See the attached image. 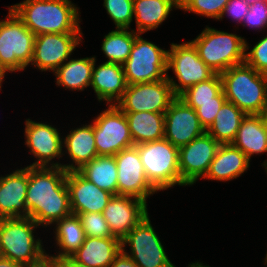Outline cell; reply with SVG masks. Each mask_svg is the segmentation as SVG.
Segmentation results:
<instances>
[{
  "instance_id": "cell-1",
  "label": "cell",
  "mask_w": 267,
  "mask_h": 267,
  "mask_svg": "<svg viewBox=\"0 0 267 267\" xmlns=\"http://www.w3.org/2000/svg\"><path fill=\"white\" fill-rule=\"evenodd\" d=\"M66 176L62 167L28 166L26 207L39 226L49 227L72 214Z\"/></svg>"
},
{
  "instance_id": "cell-2",
  "label": "cell",
  "mask_w": 267,
  "mask_h": 267,
  "mask_svg": "<svg viewBox=\"0 0 267 267\" xmlns=\"http://www.w3.org/2000/svg\"><path fill=\"white\" fill-rule=\"evenodd\" d=\"M10 8L35 36L82 33L79 8L70 0H24Z\"/></svg>"
},
{
  "instance_id": "cell-3",
  "label": "cell",
  "mask_w": 267,
  "mask_h": 267,
  "mask_svg": "<svg viewBox=\"0 0 267 267\" xmlns=\"http://www.w3.org/2000/svg\"><path fill=\"white\" fill-rule=\"evenodd\" d=\"M220 77L227 101L246 115L261 114L267 105V75L244 62L220 73Z\"/></svg>"
},
{
  "instance_id": "cell-4",
  "label": "cell",
  "mask_w": 267,
  "mask_h": 267,
  "mask_svg": "<svg viewBox=\"0 0 267 267\" xmlns=\"http://www.w3.org/2000/svg\"><path fill=\"white\" fill-rule=\"evenodd\" d=\"M39 225L30 217L0 219V256L25 266L41 263L47 254L42 239L35 238Z\"/></svg>"
},
{
  "instance_id": "cell-5",
  "label": "cell",
  "mask_w": 267,
  "mask_h": 267,
  "mask_svg": "<svg viewBox=\"0 0 267 267\" xmlns=\"http://www.w3.org/2000/svg\"><path fill=\"white\" fill-rule=\"evenodd\" d=\"M245 38L206 26L190 42L198 56L216 73H222L232 66L244 63Z\"/></svg>"
},
{
  "instance_id": "cell-6",
  "label": "cell",
  "mask_w": 267,
  "mask_h": 267,
  "mask_svg": "<svg viewBox=\"0 0 267 267\" xmlns=\"http://www.w3.org/2000/svg\"><path fill=\"white\" fill-rule=\"evenodd\" d=\"M149 183L159 192L182 186L179 172V148L166 139L135 145Z\"/></svg>"
},
{
  "instance_id": "cell-7",
  "label": "cell",
  "mask_w": 267,
  "mask_h": 267,
  "mask_svg": "<svg viewBox=\"0 0 267 267\" xmlns=\"http://www.w3.org/2000/svg\"><path fill=\"white\" fill-rule=\"evenodd\" d=\"M8 11L6 20H0V66L6 74L30 65L36 37L10 7Z\"/></svg>"
},
{
  "instance_id": "cell-8",
  "label": "cell",
  "mask_w": 267,
  "mask_h": 267,
  "mask_svg": "<svg viewBox=\"0 0 267 267\" xmlns=\"http://www.w3.org/2000/svg\"><path fill=\"white\" fill-rule=\"evenodd\" d=\"M135 37L129 58L122 64L128 85L159 81L167 78L168 50Z\"/></svg>"
},
{
  "instance_id": "cell-9",
  "label": "cell",
  "mask_w": 267,
  "mask_h": 267,
  "mask_svg": "<svg viewBox=\"0 0 267 267\" xmlns=\"http://www.w3.org/2000/svg\"><path fill=\"white\" fill-rule=\"evenodd\" d=\"M170 46L167 69L168 71L172 69L178 83L169 74H167V80L176 96H179L189 87L206 81L216 74L198 56L196 48L190 41L181 44L171 43Z\"/></svg>"
},
{
  "instance_id": "cell-10",
  "label": "cell",
  "mask_w": 267,
  "mask_h": 267,
  "mask_svg": "<svg viewBox=\"0 0 267 267\" xmlns=\"http://www.w3.org/2000/svg\"><path fill=\"white\" fill-rule=\"evenodd\" d=\"M121 245L139 267H176L168 258L149 214L121 240ZM128 245L130 253L125 250Z\"/></svg>"
},
{
  "instance_id": "cell-11",
  "label": "cell",
  "mask_w": 267,
  "mask_h": 267,
  "mask_svg": "<svg viewBox=\"0 0 267 267\" xmlns=\"http://www.w3.org/2000/svg\"><path fill=\"white\" fill-rule=\"evenodd\" d=\"M107 108L92 122L98 156H114L134 146L124 112L116 105H108Z\"/></svg>"
},
{
  "instance_id": "cell-12",
  "label": "cell",
  "mask_w": 267,
  "mask_h": 267,
  "mask_svg": "<svg viewBox=\"0 0 267 267\" xmlns=\"http://www.w3.org/2000/svg\"><path fill=\"white\" fill-rule=\"evenodd\" d=\"M176 97L166 78L128 85L123 96L115 105L122 112L165 113Z\"/></svg>"
},
{
  "instance_id": "cell-13",
  "label": "cell",
  "mask_w": 267,
  "mask_h": 267,
  "mask_svg": "<svg viewBox=\"0 0 267 267\" xmlns=\"http://www.w3.org/2000/svg\"><path fill=\"white\" fill-rule=\"evenodd\" d=\"M83 33H48L35 37L33 58L30 65L43 71L57 70L70 58Z\"/></svg>"
},
{
  "instance_id": "cell-14",
  "label": "cell",
  "mask_w": 267,
  "mask_h": 267,
  "mask_svg": "<svg viewBox=\"0 0 267 267\" xmlns=\"http://www.w3.org/2000/svg\"><path fill=\"white\" fill-rule=\"evenodd\" d=\"M25 145L36 157L31 167H62V164L52 160L62 158L63 138L57 127L47 123L36 122L30 119L25 121ZM55 158V159H54Z\"/></svg>"
},
{
  "instance_id": "cell-15",
  "label": "cell",
  "mask_w": 267,
  "mask_h": 267,
  "mask_svg": "<svg viewBox=\"0 0 267 267\" xmlns=\"http://www.w3.org/2000/svg\"><path fill=\"white\" fill-rule=\"evenodd\" d=\"M220 145L205 131L179 148L178 160L182 186H192L199 178L205 177Z\"/></svg>"
},
{
  "instance_id": "cell-16",
  "label": "cell",
  "mask_w": 267,
  "mask_h": 267,
  "mask_svg": "<svg viewBox=\"0 0 267 267\" xmlns=\"http://www.w3.org/2000/svg\"><path fill=\"white\" fill-rule=\"evenodd\" d=\"M117 164V195L131 196L147 202L158 192L147 180L137 147L131 146L114 155Z\"/></svg>"
},
{
  "instance_id": "cell-17",
  "label": "cell",
  "mask_w": 267,
  "mask_h": 267,
  "mask_svg": "<svg viewBox=\"0 0 267 267\" xmlns=\"http://www.w3.org/2000/svg\"><path fill=\"white\" fill-rule=\"evenodd\" d=\"M164 139L180 148L202 135L206 130L201 125L196 111L178 96L164 113Z\"/></svg>"
},
{
  "instance_id": "cell-18",
  "label": "cell",
  "mask_w": 267,
  "mask_h": 267,
  "mask_svg": "<svg viewBox=\"0 0 267 267\" xmlns=\"http://www.w3.org/2000/svg\"><path fill=\"white\" fill-rule=\"evenodd\" d=\"M113 236L122 240L147 215V202L123 195H113L102 212Z\"/></svg>"
},
{
  "instance_id": "cell-19",
  "label": "cell",
  "mask_w": 267,
  "mask_h": 267,
  "mask_svg": "<svg viewBox=\"0 0 267 267\" xmlns=\"http://www.w3.org/2000/svg\"><path fill=\"white\" fill-rule=\"evenodd\" d=\"M66 184L71 211L75 215L88 212L102 213L113 196L88 181L78 171L67 172Z\"/></svg>"
},
{
  "instance_id": "cell-20",
  "label": "cell",
  "mask_w": 267,
  "mask_h": 267,
  "mask_svg": "<svg viewBox=\"0 0 267 267\" xmlns=\"http://www.w3.org/2000/svg\"><path fill=\"white\" fill-rule=\"evenodd\" d=\"M27 187L28 166L0 176V219L29 217Z\"/></svg>"
},
{
  "instance_id": "cell-21",
  "label": "cell",
  "mask_w": 267,
  "mask_h": 267,
  "mask_svg": "<svg viewBox=\"0 0 267 267\" xmlns=\"http://www.w3.org/2000/svg\"><path fill=\"white\" fill-rule=\"evenodd\" d=\"M95 62L96 57L94 56L90 86L96 93L99 102L105 101L107 103L106 106L115 105L128 86L123 66L117 63L104 62L96 67Z\"/></svg>"
},
{
  "instance_id": "cell-22",
  "label": "cell",
  "mask_w": 267,
  "mask_h": 267,
  "mask_svg": "<svg viewBox=\"0 0 267 267\" xmlns=\"http://www.w3.org/2000/svg\"><path fill=\"white\" fill-rule=\"evenodd\" d=\"M63 138V148L72 161L71 164H62V168L67 171H78L85 164L98 156L95 145L93 123L75 128Z\"/></svg>"
},
{
  "instance_id": "cell-23",
  "label": "cell",
  "mask_w": 267,
  "mask_h": 267,
  "mask_svg": "<svg viewBox=\"0 0 267 267\" xmlns=\"http://www.w3.org/2000/svg\"><path fill=\"white\" fill-rule=\"evenodd\" d=\"M250 167V160L232 144H221L204 179L220 182L241 176Z\"/></svg>"
},
{
  "instance_id": "cell-24",
  "label": "cell",
  "mask_w": 267,
  "mask_h": 267,
  "mask_svg": "<svg viewBox=\"0 0 267 267\" xmlns=\"http://www.w3.org/2000/svg\"><path fill=\"white\" fill-rule=\"evenodd\" d=\"M121 250V240L117 237H85L82 246L70 257L85 266L108 267Z\"/></svg>"
},
{
  "instance_id": "cell-25",
  "label": "cell",
  "mask_w": 267,
  "mask_h": 267,
  "mask_svg": "<svg viewBox=\"0 0 267 267\" xmlns=\"http://www.w3.org/2000/svg\"><path fill=\"white\" fill-rule=\"evenodd\" d=\"M240 149L250 160L254 154L267 152V129L260 114L246 115L240 124L234 141L231 143ZM267 160L262 163L264 167Z\"/></svg>"
},
{
  "instance_id": "cell-26",
  "label": "cell",
  "mask_w": 267,
  "mask_h": 267,
  "mask_svg": "<svg viewBox=\"0 0 267 267\" xmlns=\"http://www.w3.org/2000/svg\"><path fill=\"white\" fill-rule=\"evenodd\" d=\"M172 9H180V0H133V14L138 34L157 29Z\"/></svg>"
},
{
  "instance_id": "cell-27",
  "label": "cell",
  "mask_w": 267,
  "mask_h": 267,
  "mask_svg": "<svg viewBox=\"0 0 267 267\" xmlns=\"http://www.w3.org/2000/svg\"><path fill=\"white\" fill-rule=\"evenodd\" d=\"M134 145L164 139V113L124 112Z\"/></svg>"
},
{
  "instance_id": "cell-28",
  "label": "cell",
  "mask_w": 267,
  "mask_h": 267,
  "mask_svg": "<svg viewBox=\"0 0 267 267\" xmlns=\"http://www.w3.org/2000/svg\"><path fill=\"white\" fill-rule=\"evenodd\" d=\"M54 225H56L54 226L55 231H53L54 239L60 251L58 254L56 252V255L47 254V257L53 260L70 257L82 246L86 237L81 221L77 215L71 214Z\"/></svg>"
},
{
  "instance_id": "cell-29",
  "label": "cell",
  "mask_w": 267,
  "mask_h": 267,
  "mask_svg": "<svg viewBox=\"0 0 267 267\" xmlns=\"http://www.w3.org/2000/svg\"><path fill=\"white\" fill-rule=\"evenodd\" d=\"M68 60L53 72L57 87L62 86L69 91H84L91 85L94 56Z\"/></svg>"
},
{
  "instance_id": "cell-30",
  "label": "cell",
  "mask_w": 267,
  "mask_h": 267,
  "mask_svg": "<svg viewBox=\"0 0 267 267\" xmlns=\"http://www.w3.org/2000/svg\"><path fill=\"white\" fill-rule=\"evenodd\" d=\"M245 116L235 104L226 100L206 132L220 144H231Z\"/></svg>"
},
{
  "instance_id": "cell-31",
  "label": "cell",
  "mask_w": 267,
  "mask_h": 267,
  "mask_svg": "<svg viewBox=\"0 0 267 267\" xmlns=\"http://www.w3.org/2000/svg\"><path fill=\"white\" fill-rule=\"evenodd\" d=\"M78 172L102 190L117 195V164L114 156H97Z\"/></svg>"
},
{
  "instance_id": "cell-32",
  "label": "cell",
  "mask_w": 267,
  "mask_h": 267,
  "mask_svg": "<svg viewBox=\"0 0 267 267\" xmlns=\"http://www.w3.org/2000/svg\"><path fill=\"white\" fill-rule=\"evenodd\" d=\"M138 35L133 29L116 28L104 36L101 51L108 63L123 64L130 56L135 37Z\"/></svg>"
},
{
  "instance_id": "cell-33",
  "label": "cell",
  "mask_w": 267,
  "mask_h": 267,
  "mask_svg": "<svg viewBox=\"0 0 267 267\" xmlns=\"http://www.w3.org/2000/svg\"><path fill=\"white\" fill-rule=\"evenodd\" d=\"M222 91V80L219 73H216L212 78L197 83L178 97L185 103H207L216 102V96Z\"/></svg>"
},
{
  "instance_id": "cell-34",
  "label": "cell",
  "mask_w": 267,
  "mask_h": 267,
  "mask_svg": "<svg viewBox=\"0 0 267 267\" xmlns=\"http://www.w3.org/2000/svg\"><path fill=\"white\" fill-rule=\"evenodd\" d=\"M103 6L116 28H130L134 18L133 0H104Z\"/></svg>"
},
{
  "instance_id": "cell-35",
  "label": "cell",
  "mask_w": 267,
  "mask_h": 267,
  "mask_svg": "<svg viewBox=\"0 0 267 267\" xmlns=\"http://www.w3.org/2000/svg\"><path fill=\"white\" fill-rule=\"evenodd\" d=\"M230 0H180V10L219 20Z\"/></svg>"
},
{
  "instance_id": "cell-36",
  "label": "cell",
  "mask_w": 267,
  "mask_h": 267,
  "mask_svg": "<svg viewBox=\"0 0 267 267\" xmlns=\"http://www.w3.org/2000/svg\"><path fill=\"white\" fill-rule=\"evenodd\" d=\"M77 216L81 221L86 237H115L112 235L108 223L102 213H79Z\"/></svg>"
},
{
  "instance_id": "cell-37",
  "label": "cell",
  "mask_w": 267,
  "mask_h": 267,
  "mask_svg": "<svg viewBox=\"0 0 267 267\" xmlns=\"http://www.w3.org/2000/svg\"><path fill=\"white\" fill-rule=\"evenodd\" d=\"M248 45V42H245L244 62L259 73L267 75V35L259 40L253 48L250 49Z\"/></svg>"
},
{
  "instance_id": "cell-38",
  "label": "cell",
  "mask_w": 267,
  "mask_h": 267,
  "mask_svg": "<svg viewBox=\"0 0 267 267\" xmlns=\"http://www.w3.org/2000/svg\"><path fill=\"white\" fill-rule=\"evenodd\" d=\"M226 101L223 90L216 96V102L207 103H186L192 107L199 118L201 125L208 129V127L214 122L216 115L223 103Z\"/></svg>"
},
{
  "instance_id": "cell-39",
  "label": "cell",
  "mask_w": 267,
  "mask_h": 267,
  "mask_svg": "<svg viewBox=\"0 0 267 267\" xmlns=\"http://www.w3.org/2000/svg\"><path fill=\"white\" fill-rule=\"evenodd\" d=\"M244 27H249L250 29H256L262 31V29L267 28V2H256L249 6V10L243 22L241 23Z\"/></svg>"
},
{
  "instance_id": "cell-40",
  "label": "cell",
  "mask_w": 267,
  "mask_h": 267,
  "mask_svg": "<svg viewBox=\"0 0 267 267\" xmlns=\"http://www.w3.org/2000/svg\"><path fill=\"white\" fill-rule=\"evenodd\" d=\"M249 4L245 0H230L224 7L223 13L219 19L225 16L231 17V19L239 24L243 22V18L249 10ZM227 14V15H226Z\"/></svg>"
},
{
  "instance_id": "cell-41",
  "label": "cell",
  "mask_w": 267,
  "mask_h": 267,
  "mask_svg": "<svg viewBox=\"0 0 267 267\" xmlns=\"http://www.w3.org/2000/svg\"><path fill=\"white\" fill-rule=\"evenodd\" d=\"M108 267H139L123 250H121L114 261Z\"/></svg>"
},
{
  "instance_id": "cell-42",
  "label": "cell",
  "mask_w": 267,
  "mask_h": 267,
  "mask_svg": "<svg viewBox=\"0 0 267 267\" xmlns=\"http://www.w3.org/2000/svg\"><path fill=\"white\" fill-rule=\"evenodd\" d=\"M59 267H89L75 262L71 257L56 260Z\"/></svg>"
},
{
  "instance_id": "cell-43",
  "label": "cell",
  "mask_w": 267,
  "mask_h": 267,
  "mask_svg": "<svg viewBox=\"0 0 267 267\" xmlns=\"http://www.w3.org/2000/svg\"><path fill=\"white\" fill-rule=\"evenodd\" d=\"M25 267H59L56 260L46 257L41 263L34 266H25Z\"/></svg>"
},
{
  "instance_id": "cell-44",
  "label": "cell",
  "mask_w": 267,
  "mask_h": 267,
  "mask_svg": "<svg viewBox=\"0 0 267 267\" xmlns=\"http://www.w3.org/2000/svg\"><path fill=\"white\" fill-rule=\"evenodd\" d=\"M0 267H24V266L8 258L0 256Z\"/></svg>"
},
{
  "instance_id": "cell-45",
  "label": "cell",
  "mask_w": 267,
  "mask_h": 267,
  "mask_svg": "<svg viewBox=\"0 0 267 267\" xmlns=\"http://www.w3.org/2000/svg\"><path fill=\"white\" fill-rule=\"evenodd\" d=\"M261 117L263 119V122L265 124V127L267 129V105L264 107L263 111L261 112Z\"/></svg>"
},
{
  "instance_id": "cell-46",
  "label": "cell",
  "mask_w": 267,
  "mask_h": 267,
  "mask_svg": "<svg viewBox=\"0 0 267 267\" xmlns=\"http://www.w3.org/2000/svg\"><path fill=\"white\" fill-rule=\"evenodd\" d=\"M188 267H210L209 265H203V263L196 261L195 263H191L188 265Z\"/></svg>"
},
{
  "instance_id": "cell-47",
  "label": "cell",
  "mask_w": 267,
  "mask_h": 267,
  "mask_svg": "<svg viewBox=\"0 0 267 267\" xmlns=\"http://www.w3.org/2000/svg\"><path fill=\"white\" fill-rule=\"evenodd\" d=\"M5 73L6 72L0 66V90H1V87H2V82H3L4 77H5Z\"/></svg>"
},
{
  "instance_id": "cell-48",
  "label": "cell",
  "mask_w": 267,
  "mask_h": 267,
  "mask_svg": "<svg viewBox=\"0 0 267 267\" xmlns=\"http://www.w3.org/2000/svg\"><path fill=\"white\" fill-rule=\"evenodd\" d=\"M249 5H252L256 2H260V1H263V2H267V0H245Z\"/></svg>"
},
{
  "instance_id": "cell-49",
  "label": "cell",
  "mask_w": 267,
  "mask_h": 267,
  "mask_svg": "<svg viewBox=\"0 0 267 267\" xmlns=\"http://www.w3.org/2000/svg\"><path fill=\"white\" fill-rule=\"evenodd\" d=\"M264 261H265L264 265H267V253H266V257H265Z\"/></svg>"
},
{
  "instance_id": "cell-50",
  "label": "cell",
  "mask_w": 267,
  "mask_h": 267,
  "mask_svg": "<svg viewBox=\"0 0 267 267\" xmlns=\"http://www.w3.org/2000/svg\"><path fill=\"white\" fill-rule=\"evenodd\" d=\"M264 168H265V171H266V173H267V164L264 166Z\"/></svg>"
}]
</instances>
